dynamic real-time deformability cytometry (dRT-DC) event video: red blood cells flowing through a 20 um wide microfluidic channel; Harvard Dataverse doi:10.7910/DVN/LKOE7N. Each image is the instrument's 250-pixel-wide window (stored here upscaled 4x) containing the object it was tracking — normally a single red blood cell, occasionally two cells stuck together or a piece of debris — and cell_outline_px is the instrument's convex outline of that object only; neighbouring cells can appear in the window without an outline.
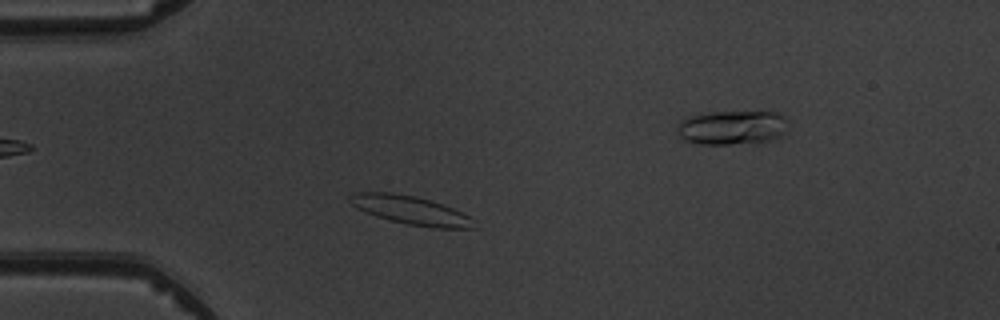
{"species": "common noctule bat (a hibernating species)", "species_latin": "Nyctalus noctula", "temperature_condition": "warm", "stored_images_in_passage": 3, "camera_frame_rate_fps": 3000, "um_per_image_px": 0.085, "animal": {"sex": "male", "body_mass_g": 19.5, "forearm_length_mm": 54.6}, "frame": {"image": 1, "passage_image": 2, "time_ms": 1.0, "image_size_px": [1000, 320], "cell_outline_px": [[476, 228], [432, 228], [408, 224], [376, 216], [356, 208], [348, 200], [348, 196], [352, 192], [388, 192], [416, 196], [444, 204], [476, 220]], "centroid_in_image_um": [34.91, 17.86], "position_along_channel_um": 50.1, "area_um2": 20.69}}